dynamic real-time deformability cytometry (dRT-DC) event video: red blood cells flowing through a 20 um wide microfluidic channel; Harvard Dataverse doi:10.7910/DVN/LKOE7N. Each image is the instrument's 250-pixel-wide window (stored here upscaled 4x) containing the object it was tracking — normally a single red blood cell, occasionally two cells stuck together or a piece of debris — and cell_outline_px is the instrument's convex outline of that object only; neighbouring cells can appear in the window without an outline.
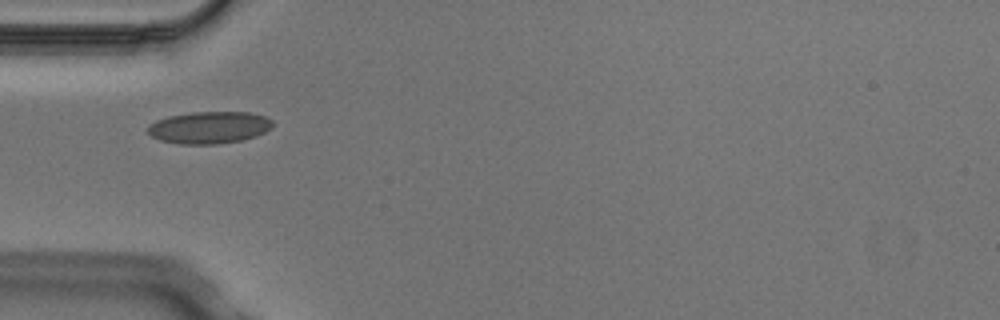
{"species": "Egyptian fruit bat (a non-hibernating species)", "species_latin": "Rousettus aegyptiacus", "temperature_condition": "cold", "stored_images_in_passage": 5, "camera_frame_rate_fps": 3000, "um_per_image_px": 0.085, "animal": {"sex": "male"}, "frame": {"image": 1, "passage_image": 1, "time_ms": 0.0, "image_size_px": [1000, 320], "cell_outline_px": [[272, 128], [256, 136], [240, 140], [216, 144], [180, 144], [160, 140], [152, 136], [148, 132], [148, 124], [156, 120], [168, 116], [192, 112], [248, 112], [264, 116], [272, 120]], "centroid_in_image_um": [17.77, 10.83], "position_along_channel_um": 67.2, "area_um2": 23.29}}
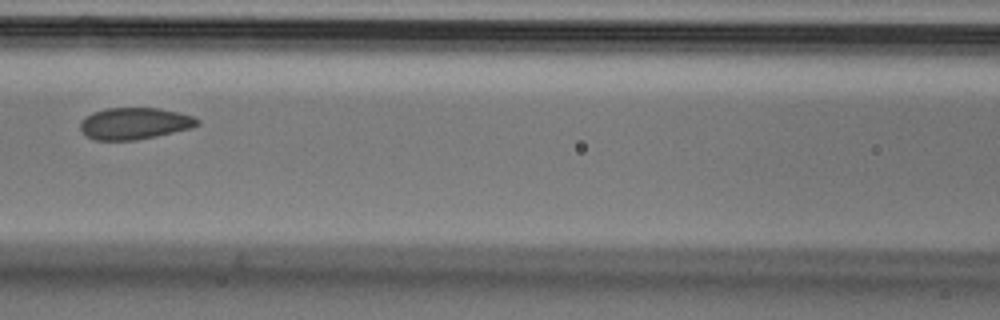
{"frame": {"image": 2, "passage_image": 3, "time_ms": 0.667, "image_size_px": [1000, 320], "cell_outline_px": [[200, 124], [192, 128], [156, 136], [136, 140], [92, 140], [80, 128], [80, 120], [84, 116], [92, 112], [108, 108], [160, 108], [180, 112], [192, 116], [200, 120]], "centroid_in_image_um": [11.44, 10.49], "position_along_channel_um": 155.2, "area_um2": 21.79}}
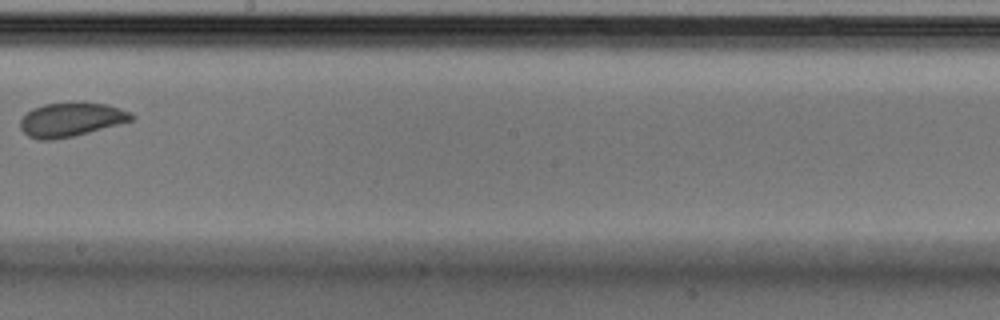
{"frame": {"image": 3, "passage_image": 5, "time_ms": 1.333, "image_size_px": [1000, 320], "cell_outline_px": [[136, 116], [132, 120], [88, 132], [72, 136], [52, 140], [40, 140], [28, 136], [20, 128], [20, 120], [32, 108], [44, 104], [104, 104], [120, 108], [132, 112]], "centroid_in_image_um": [6.02, 10.18], "position_along_channel_um": 242.2, "area_um2": 21.39}}